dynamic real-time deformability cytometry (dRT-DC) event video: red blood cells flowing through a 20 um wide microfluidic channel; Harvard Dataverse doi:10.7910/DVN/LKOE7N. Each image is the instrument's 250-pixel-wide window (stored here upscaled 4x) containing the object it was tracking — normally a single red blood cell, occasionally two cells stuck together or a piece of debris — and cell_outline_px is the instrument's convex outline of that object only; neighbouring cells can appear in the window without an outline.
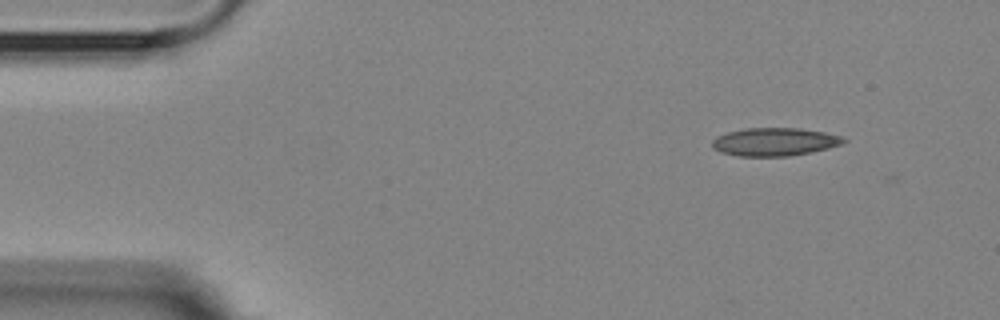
{"species": "Egyptian fruit bat (a non-hibernating species)", "species_latin": "Rousettus aegyptiacus", "temperature_condition": "room temperature", "stored_images_in_passage": 3, "camera_frame_rate_fps": 3000, "um_per_image_px": 0.085, "animal": {"sex": "female"}, "frame": {"image": 1, "passage_image": 2, "time_ms": 1.0, "image_size_px": [1000, 320], "cell_outline_px": [[848, 140], [840, 144], [828, 148], [812, 152], [788, 156], [736, 156], [720, 152], [712, 148], [712, 140], [716, 136], [728, 132], [748, 128], [800, 128], [824, 132], [840, 136]], "centroid_in_image_um": [65.81, 12.06], "position_along_channel_um": 19.2, "area_um2": 21.5}}